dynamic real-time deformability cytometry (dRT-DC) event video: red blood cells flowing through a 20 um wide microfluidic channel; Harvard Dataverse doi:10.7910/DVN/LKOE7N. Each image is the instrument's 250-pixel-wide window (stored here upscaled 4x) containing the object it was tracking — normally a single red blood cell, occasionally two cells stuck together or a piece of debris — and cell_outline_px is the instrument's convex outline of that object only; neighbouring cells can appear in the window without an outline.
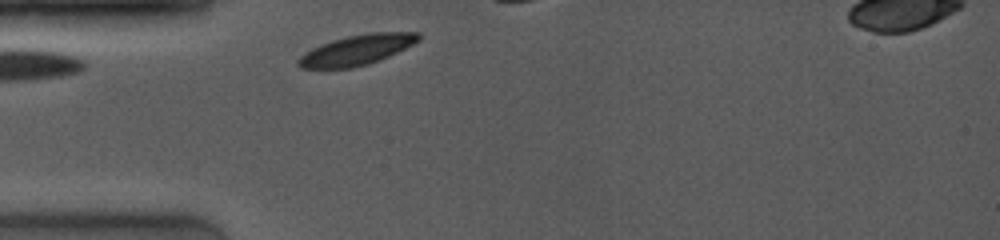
{"species": "common noctule bat (a hibernating species)", "species_latin": "Nyctalus noctula", "temperature_condition": "room temperature", "stored_images_in_passage": 15, "camera_frame_rate_fps": 4000, "um_per_image_px": 0.085, "animal": {"sex": "female", "body_mass_g": 19.0, "forearm_length_mm": 53.3}, "frame": {"image": 1, "passage_image": 1, "time_ms": 0.0, "image_size_px": [1000, 240], "cell_outline_px": [[420, 40], [380, 60], [368, 64], [352, 68], [300, 68], [296, 64], [296, 60], [300, 56], [312, 48], [320, 44], [332, 40], [348, 36], [368, 32], [420, 32]], "centroid_in_image_um": [30.3, 4.24], "position_along_channel_um": 54.7, "area_um2": 21.1}}